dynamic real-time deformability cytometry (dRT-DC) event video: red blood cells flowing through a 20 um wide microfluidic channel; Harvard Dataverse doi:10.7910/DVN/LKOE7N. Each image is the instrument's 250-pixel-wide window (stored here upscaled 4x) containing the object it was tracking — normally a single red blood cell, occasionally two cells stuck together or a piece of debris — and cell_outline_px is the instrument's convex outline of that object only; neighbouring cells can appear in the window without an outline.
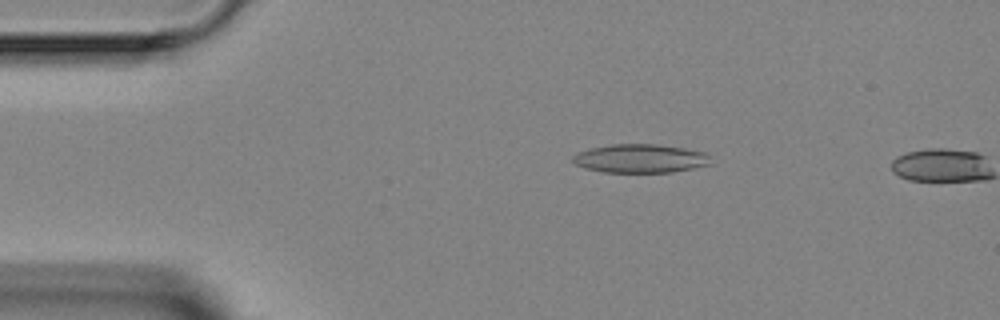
{"species": "Egyptian fruit bat (a non-hibernating species)", "species_latin": "Rousettus aegyptiacus", "temperature_condition": "room temperature", "stored_images_in_passage": 2, "camera_frame_rate_fps": 3000, "um_per_image_px": 0.085, "animal": {"sex": "female"}, "frame": {"image": 1, "passage_image": 1, "time_ms": 0.0, "image_size_px": [1000, 320], "cell_outline_px": [[708, 164], [692, 168], [672, 172], [604, 172], [584, 168], [576, 164], [572, 160], [572, 156], [580, 152], [592, 148], [612, 144], [656, 144], [684, 148], [704, 152], [708, 156]], "centroid_in_image_um": [54.38, 13.47], "position_along_channel_um": 30.6, "area_um2": 22.66}}